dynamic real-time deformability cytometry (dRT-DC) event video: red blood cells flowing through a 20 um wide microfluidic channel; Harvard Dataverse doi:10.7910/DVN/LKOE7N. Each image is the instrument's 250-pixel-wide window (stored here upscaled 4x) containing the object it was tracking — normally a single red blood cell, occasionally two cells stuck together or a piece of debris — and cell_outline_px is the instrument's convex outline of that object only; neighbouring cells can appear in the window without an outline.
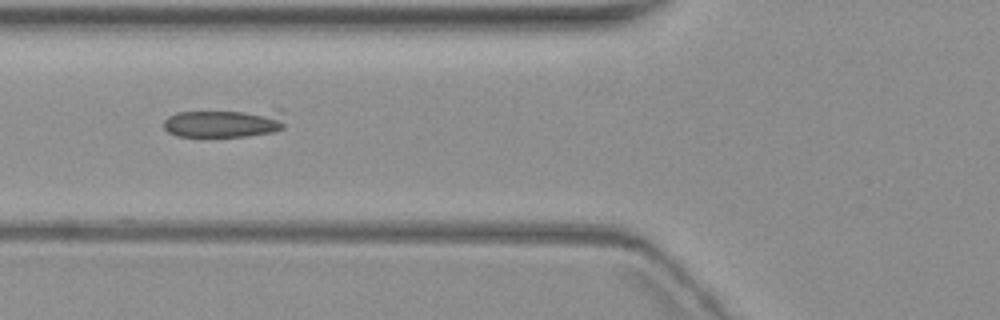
{"species": "common noctule bat (a hibernating species)", "species_latin": "Nyctalus noctula", "temperature_condition": "warm", "stored_images_in_passage": 8, "camera_frame_rate_fps": 3000, "um_per_image_px": 0.085, "animal": {"sex": "female", "body_mass_g": 19.3, "forearm_length_mm": 54.1}, "frame": {"image": 1, "passage_image": 5, "time_ms": 4.667, "image_size_px": [1000, 320], "cell_outline_px": [[284, 128], [272, 132], [248, 136], [176, 136], [168, 132], [164, 128], [164, 120], [168, 116], [176, 112], [276, 108], [280, 108], [284, 124]], "centroid_in_image_um": [19.11, 10.42], "position_along_channel_um": 106.7, "area_um2": 20.81}}
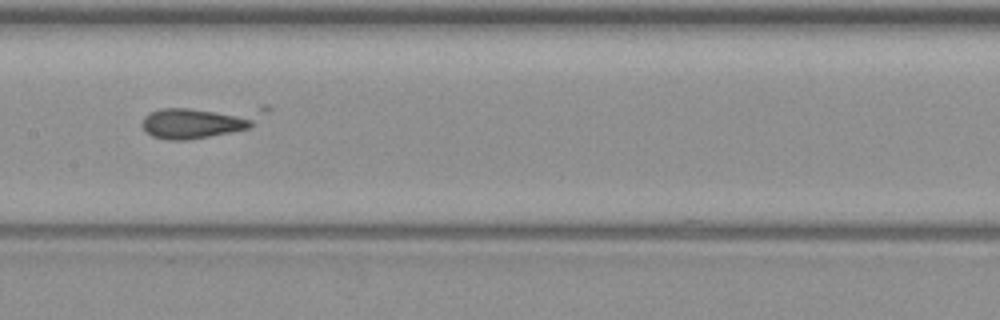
{"frame": {"image": 2, "passage_image": 7, "time_ms": 7.0, "image_size_px": [1000, 320], "cell_outline_px": [[252, 124], [248, 128], [232, 132], [188, 140], [168, 140], [152, 136], [144, 132], [140, 124], [144, 116], [160, 108], [188, 108], [252, 116]], "centroid_in_image_um": [16.31, 10.5], "position_along_channel_um": 191.1, "area_um2": 19.48}}
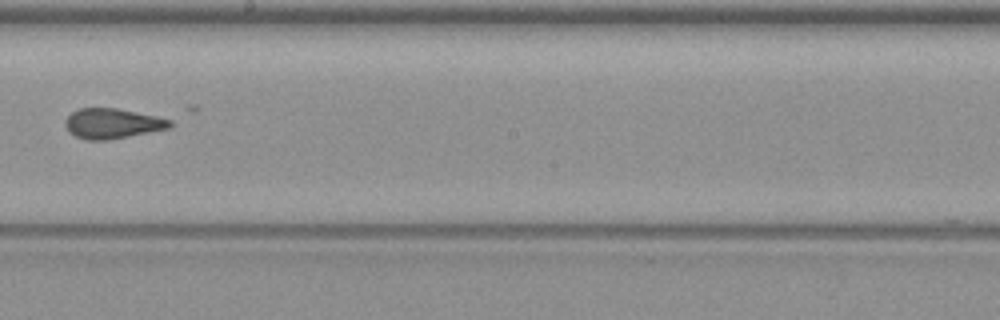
{"frame": {"image": 3, "passage_image": 8, "time_ms": 8.333, "image_size_px": [1000, 320], "cell_outline_px": [[172, 124], [168, 128], [108, 140], [88, 140], [76, 136], [68, 132], [64, 124], [64, 120], [72, 112], [80, 108], [116, 108], [156, 116], [172, 120]], "centroid_in_image_um": [9.51, 10.49], "position_along_channel_um": 238.7, "area_um2": 18.21}}